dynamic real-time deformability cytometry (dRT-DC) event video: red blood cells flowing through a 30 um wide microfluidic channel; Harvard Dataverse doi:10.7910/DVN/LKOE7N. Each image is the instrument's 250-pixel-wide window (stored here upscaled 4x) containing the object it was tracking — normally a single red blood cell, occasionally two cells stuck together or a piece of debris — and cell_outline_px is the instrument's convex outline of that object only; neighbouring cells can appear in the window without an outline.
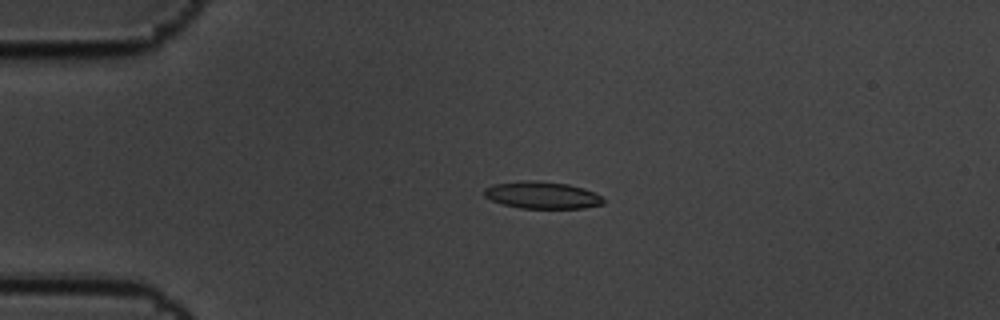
{"species": "common noctule bat (a hibernating species)", "species_latin": "Nyctalus noctula", "temperature_condition": "cold", "stored_images_in_passage": 6, "camera_frame_rate_fps": 3000, "um_per_image_px": 0.085, "animal": {"sex": "male", "body_mass_g": 19.5, "forearm_length_mm": 54.6}, "frame": {"image": 1, "passage_image": 5, "time_ms": 1.333, "image_size_px": [1000, 320], "cell_outline_px": [[604, 204], [584, 208], [520, 208], [504, 204], [492, 200], [484, 196], [484, 188], [496, 184], [528, 180], [532, 180], [568, 184], [584, 188], [600, 196], [604, 200]], "centroid_in_image_um": [46.09, 16.59], "position_along_channel_um": 38.9, "area_um2": 18.55}}
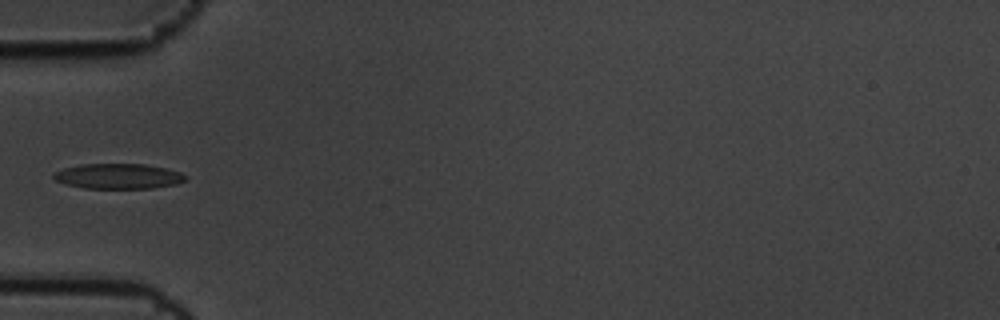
{"frame": {"image": 2, "passage_image": 6, "time_ms": 1.667, "image_size_px": [1000, 320], "cell_outline_px": [[188, 180], [176, 184], [152, 188], [84, 188], [68, 184], [56, 180], [52, 176], [56, 172], [64, 168], [80, 164], [144, 164], [164, 168], [180, 172], [188, 176]], "centroid_in_image_um": [10.1, 14.97], "position_along_channel_um": 74.9, "area_um2": 19.25}}